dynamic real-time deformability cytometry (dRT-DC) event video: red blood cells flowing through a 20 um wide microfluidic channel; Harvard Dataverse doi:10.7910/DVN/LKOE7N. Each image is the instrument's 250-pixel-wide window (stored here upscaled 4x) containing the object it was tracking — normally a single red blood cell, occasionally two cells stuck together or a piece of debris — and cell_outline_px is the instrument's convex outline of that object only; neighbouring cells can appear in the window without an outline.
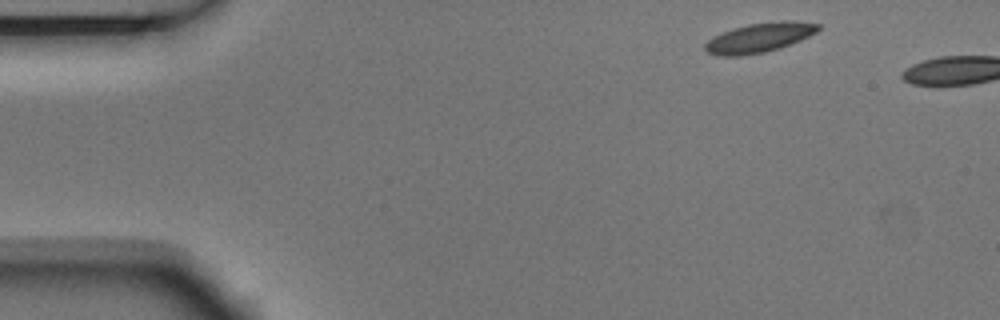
{"species": "Egyptian fruit bat (a non-hibernating species)", "species_latin": "Rousettus aegyptiacus", "temperature_condition": "room temperature", "stored_images_in_passage": 6, "segment_of_instrument_passage": [1, 2], "camera_frame_rate_fps": 3000, "um_per_image_px": 0.085, "animal": {"sex": "male"}, "frame": {"image": 1, "passage_image": 1, "time_ms": 0.0, "image_size_px": [1000, 320], "cell_outline_px": [[820, 28], [816, 32], [800, 40], [780, 48], [764, 52], [740, 56], [716, 56], [708, 52], [704, 48], [704, 44], [712, 36], [732, 28], [748, 24], [780, 20], [796, 20], [820, 24]], "centroid_in_image_um": [64.53, 3.19], "position_along_channel_um": 20.5, "area_um2": 19.65}}
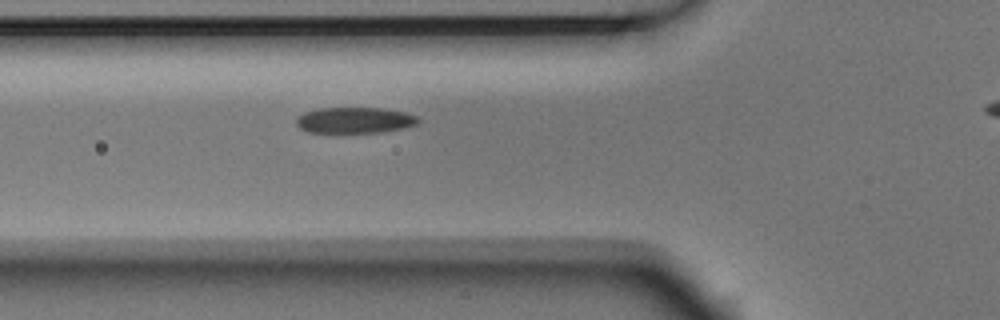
{"frame": {"image": 2, "passage_image": 5, "time_ms": 1.333, "image_size_px": [1000, 320], "cell_outline_px": [[420, 120], [416, 124], [404, 128], [380, 132], [340, 136], [308, 132], [300, 128], [296, 124], [296, 120], [304, 112], [320, 108], [380, 108], [404, 112], [416, 116]], "centroid_in_image_um": [30.09, 10.28], "position_along_channel_um": 95.7, "area_um2": 19.25}}